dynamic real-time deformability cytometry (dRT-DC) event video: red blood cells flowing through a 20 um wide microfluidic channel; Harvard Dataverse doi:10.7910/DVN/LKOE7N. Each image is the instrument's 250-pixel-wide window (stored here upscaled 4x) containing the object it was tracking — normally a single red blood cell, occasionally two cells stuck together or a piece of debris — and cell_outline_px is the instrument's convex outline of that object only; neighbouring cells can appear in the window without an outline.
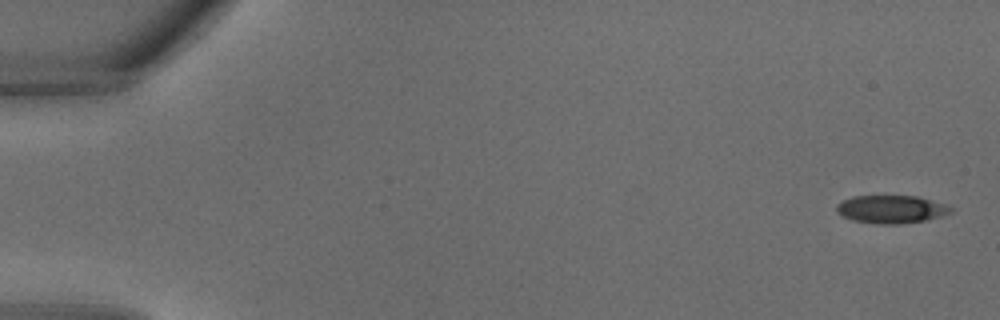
{"species": "common noctule bat (a hibernating species)", "species_latin": "Nyctalus noctula", "temperature_condition": "warm", "stored_images_in_passage": 33, "camera_frame_rate_fps": 3000, "um_per_image_px": 0.085, "animal": {"sex": "male", "body_mass_g": 18.8}, "frame": {"image": 1, "passage_image": 1, "time_ms": 0.0, "image_size_px": [1000, 320], "cell_outline_px": [[956, 208], [952, 212], [928, 220], [900, 224], [876, 224], [852, 220], [840, 216], [836, 212], [836, 204], [852, 196], [916, 196], [948, 204]], "centroid_in_image_um": [75.77, 17.79], "position_along_channel_um": 9.2, "area_um2": 18.96}}
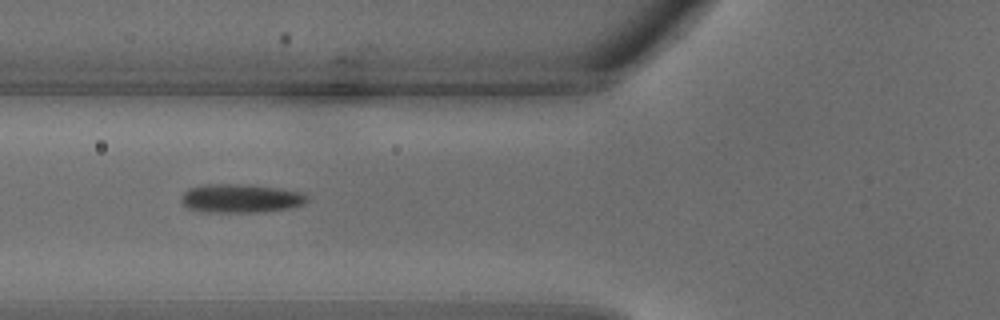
{"frame": {"image": 2, "passage_image": 13, "time_ms": 4.0, "image_size_px": [1000, 320], "cell_outline_px": [[308, 200], [304, 204], [292, 208], [260, 212], [204, 212], [188, 208], [180, 200], [180, 196], [188, 188], [208, 184], [240, 184], [276, 188], [304, 192], [308, 196]], "centroid_in_image_um": [20.47, 16.87], "position_along_channel_um": 105.3, "area_um2": 21.15}}
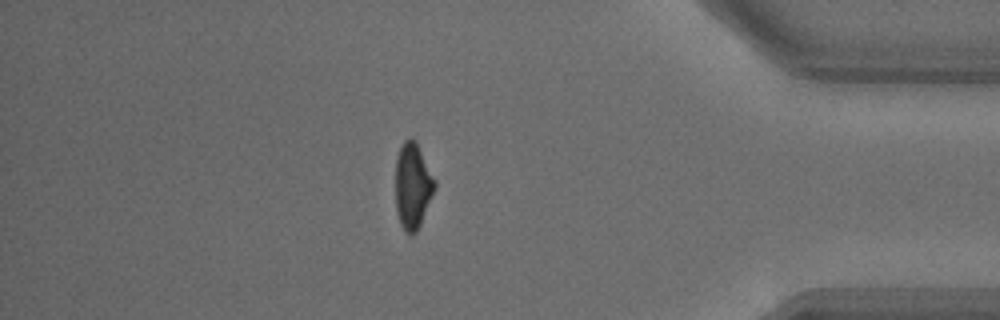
{"frame": {"image": 3, "passage_image": 29, "time_ms": 9.333, "image_size_px": [1000, 320], "cell_outline_px": [[436, 188], [420, 224], [416, 232], [412, 236], [408, 236], [404, 232], [400, 224], [396, 212], [396, 156], [404, 140], [416, 140], [436, 180]], "centroid_in_image_um": [35.08, 15.83], "position_along_channel_um": 400.1, "area_um2": 19.83}}